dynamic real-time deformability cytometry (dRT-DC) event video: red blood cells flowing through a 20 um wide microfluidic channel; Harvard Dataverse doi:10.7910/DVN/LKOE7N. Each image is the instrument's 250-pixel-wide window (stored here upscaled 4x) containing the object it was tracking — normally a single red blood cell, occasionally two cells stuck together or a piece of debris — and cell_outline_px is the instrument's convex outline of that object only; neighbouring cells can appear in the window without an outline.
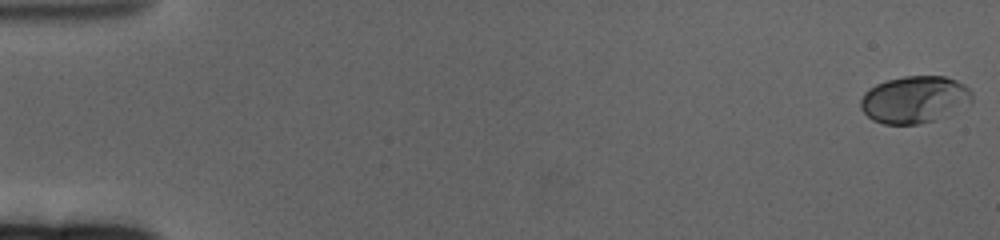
{"species": "human", "species_latin": "Homo sapiens", "temperature_condition": "cold", "stored_images_in_passage": 63, "camera_frame_rate_fps": 3000, "um_per_image_px": 0.085, "donor": {"sex": "female"}, "frame": {"image": 1, "passage_image": 1, "time_ms": 0.0, "image_size_px": [1000, 240], "cell_outline_px": [[972, 100], [944, 116], [920, 124], [884, 124], [872, 120], [860, 108], [860, 100], [864, 92], [868, 88], [876, 84], [888, 80], [904, 76], [944, 76], [956, 80], [964, 84], [972, 92]], "centroid_in_image_um": [77.68, 8.45], "position_along_channel_um": 7.3, "area_um2": 30.35}}
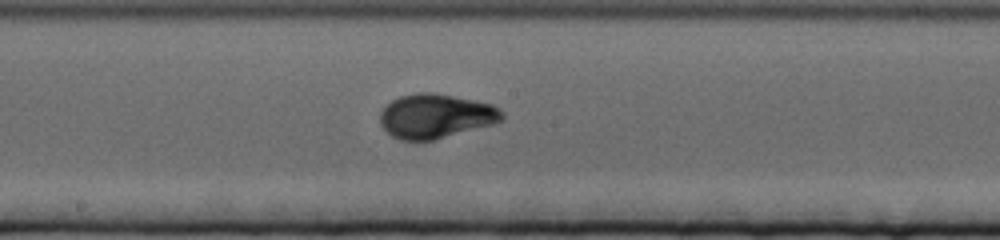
{"frame": {"image": 2, "passage_image": 35, "time_ms": 11.333, "image_size_px": [1000, 240], "cell_outline_px": [[504, 120], [492, 124], [436, 140], [400, 140], [392, 136], [380, 124], [380, 112], [392, 100], [400, 96], [416, 92], [432, 92], [476, 100], [492, 104], [500, 108], [504, 112]], "centroid_in_image_um": [37.06, 9.86], "position_along_channel_um": 211.1, "area_um2": 31.67}}
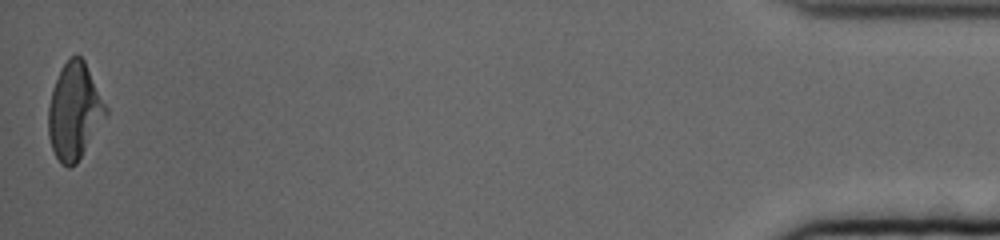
{"frame": {"image": 3, "passage_image": 63, "time_ms": 20.667, "image_size_px": [1000, 240], "cell_outline_px": [[108, 116], [76, 164], [68, 168], [60, 164], [52, 148], [48, 136], [48, 108], [52, 88], [60, 68], [76, 52], [84, 60], [108, 108]], "centroid_in_image_um": [6.33, 9.47], "position_along_channel_um": 428.9, "area_um2": 32.6}, "authors_computed_cell_mechanics": {"area_um2": 30.345, "velocity_mm_per_s": 3.2522, "shape_relaxation_time_tau1_ms": 4.0268, "shape_relaxation_time_tau2_ms": null, "deformation_change_tau1": 0.1639, "deformation_change_tau2": null}}